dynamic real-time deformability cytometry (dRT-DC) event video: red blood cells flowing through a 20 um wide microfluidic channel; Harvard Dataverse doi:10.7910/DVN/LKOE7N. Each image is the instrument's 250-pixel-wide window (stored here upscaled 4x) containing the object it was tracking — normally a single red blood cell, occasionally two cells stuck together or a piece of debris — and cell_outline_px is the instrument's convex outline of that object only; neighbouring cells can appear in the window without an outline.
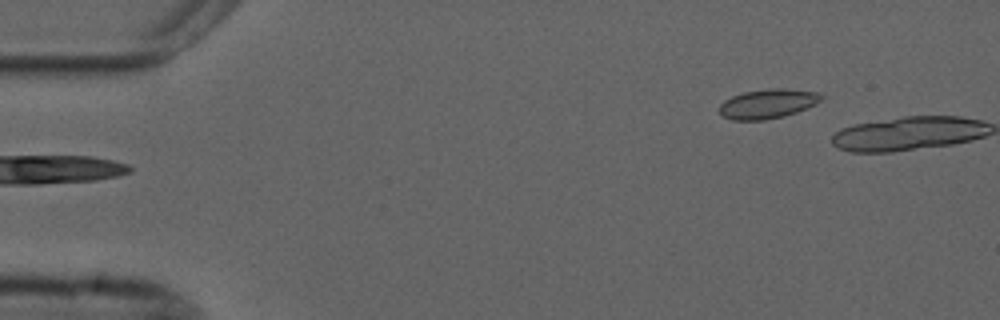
{"species": "common noctule bat (a hibernating species)", "species_latin": "Nyctalus noctula", "temperature_condition": "cold", "stored_images_in_passage": 6, "camera_frame_rate_fps": 3000, "um_per_image_px": 0.085, "animal": {"sex": "male", "forearm_length_mm": 52.5}, "frame": {"image": 1, "passage_image": 6, "time_ms": 5.667, "image_size_px": [1000, 320], "cell_outline_px": [[824, 96], [816, 104], [796, 112], [784, 116], [764, 120], [732, 120], [724, 116], [720, 112], [720, 104], [724, 100], [732, 96], [744, 92], [768, 88], [784, 88], [816, 92]], "centroid_in_image_um": [65.25, 8.81], "position_along_channel_um": 19.7, "area_um2": 17.4}}